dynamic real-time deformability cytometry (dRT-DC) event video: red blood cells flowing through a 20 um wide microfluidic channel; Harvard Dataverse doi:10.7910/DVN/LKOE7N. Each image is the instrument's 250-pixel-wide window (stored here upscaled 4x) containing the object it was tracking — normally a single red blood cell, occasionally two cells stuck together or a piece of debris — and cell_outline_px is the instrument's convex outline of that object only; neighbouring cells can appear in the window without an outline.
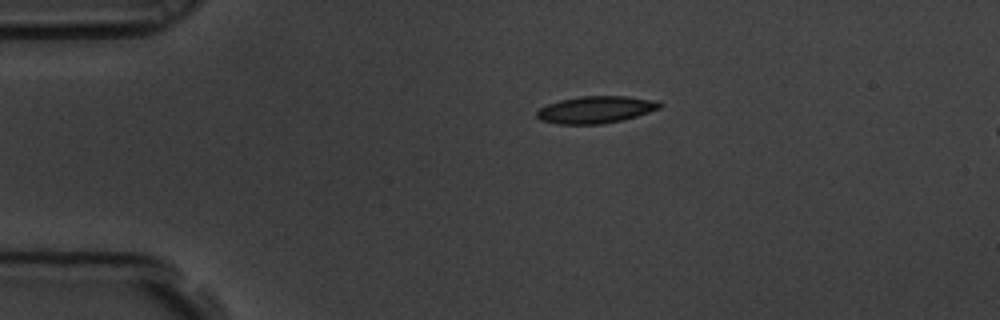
{"species": "common noctule bat (a hibernating species)", "species_latin": "Nyctalus noctula", "temperature_condition": "room temperature", "stored_images_in_passage": 9, "camera_frame_rate_fps": 3000, "um_per_image_px": 0.085, "animal": {"sex": "male", "body_mass_g": 19.5, "forearm_length_mm": 54.6}, "frame": {"image": 1, "passage_image": 1, "time_ms": 0.0, "image_size_px": [1000, 320], "cell_outline_px": [[664, 104], [660, 108], [624, 120], [600, 124], [556, 124], [540, 120], [536, 116], [536, 112], [540, 108], [548, 104], [560, 100], [580, 96], [624, 96], [660, 100]], "centroid_in_image_um": [50.66, 9.32], "position_along_channel_um": 34.3, "area_um2": 19.54}}
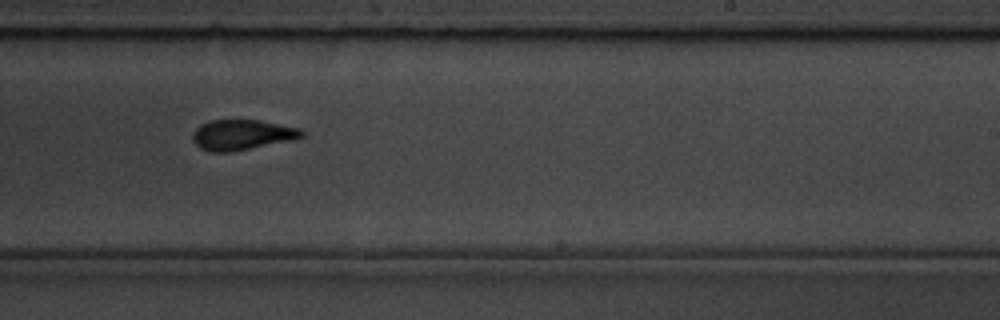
{"frame": {"image": 2, "passage_image": 8, "time_ms": 2.333, "image_size_px": [1000, 320], "cell_outline_px": [[304, 136], [296, 140], [232, 152], [212, 152], [200, 148], [192, 140], [192, 132], [200, 124], [212, 120], [260, 120], [300, 128], [304, 132]], "centroid_in_image_um": [20.59, 11.46], "position_along_channel_um": 268.4, "area_um2": 19.59}}
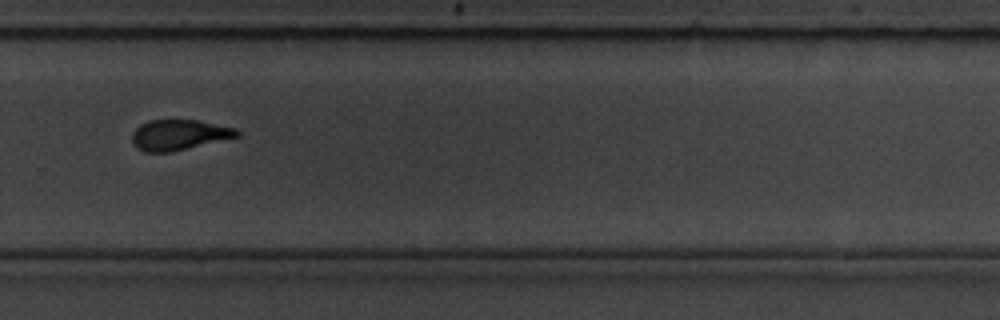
{"frame": {"image": 3, "passage_image": 9, "time_ms": 2.667, "image_size_px": [1000, 320], "cell_outline_px": [[240, 136], [172, 152], [144, 152], [136, 148], [132, 140], [132, 132], [140, 124], [148, 120], [200, 120], [236, 128], [240, 132]], "centroid_in_image_um": [15.21, 11.46], "position_along_channel_um": 314.6, "area_um2": 18.79}}